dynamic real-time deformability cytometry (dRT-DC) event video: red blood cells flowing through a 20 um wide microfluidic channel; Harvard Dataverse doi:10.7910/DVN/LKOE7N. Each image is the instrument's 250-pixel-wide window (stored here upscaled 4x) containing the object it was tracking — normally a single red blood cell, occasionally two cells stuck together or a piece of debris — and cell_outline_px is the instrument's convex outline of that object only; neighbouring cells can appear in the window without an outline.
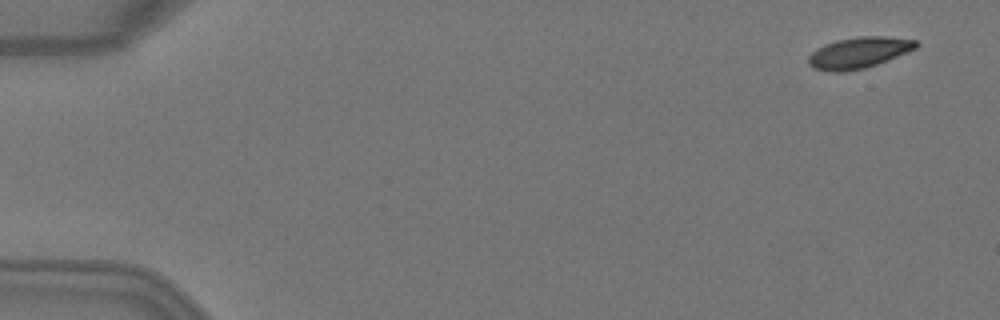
{"species": "Egyptian fruit bat (a non-hibernating species)", "species_latin": "Rousettus aegyptiacus", "temperature_condition": "warm", "stored_images_in_passage": 4, "camera_frame_rate_fps": 3000, "um_per_image_px": 0.085, "animal": {"sex": "female"}, "frame": {"image": 1, "passage_image": 1, "time_ms": 0.0, "image_size_px": [1000, 320], "cell_outline_px": [[920, 44], [916, 48], [876, 64], [864, 68], [844, 72], [832, 72], [812, 68], [808, 64], [808, 56], [816, 48], [824, 44], [836, 40], [860, 36], [884, 36], [916, 40]], "centroid_in_image_um": [72.95, 4.47], "position_along_channel_um": 12.1, "area_um2": 19.48}}